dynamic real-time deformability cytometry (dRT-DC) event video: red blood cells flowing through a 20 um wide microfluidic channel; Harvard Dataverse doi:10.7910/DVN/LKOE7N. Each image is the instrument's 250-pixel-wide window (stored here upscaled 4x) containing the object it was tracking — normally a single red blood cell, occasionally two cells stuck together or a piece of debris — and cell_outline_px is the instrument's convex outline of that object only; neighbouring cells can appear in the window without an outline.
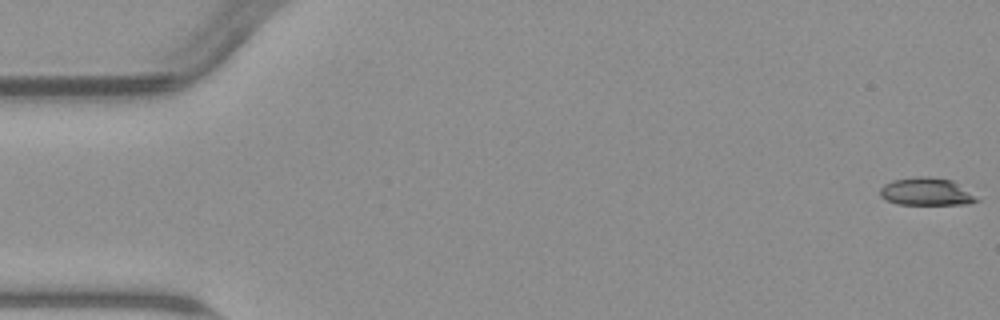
{"species": "common noctule bat (a hibernating species)", "species_latin": "Nyctalus noctula", "temperature_condition": "warm", "stored_images_in_passage": 7, "camera_frame_rate_fps": 3000, "um_per_image_px": 0.085, "animal": {"sex": "male", "body_mass_g": 23.1, "forearm_length_mm": 52.7}, "frame": {"image": 1, "passage_image": 1, "time_ms": 0.0, "image_size_px": [1000, 320], "cell_outline_px": [[980, 200], [968, 204], [896, 204], [884, 200], [880, 196], [880, 188], [884, 184], [892, 180], [916, 176], [928, 176], [952, 180]], "centroid_in_image_um": [78.67, 16.29], "position_along_channel_um": 6.3, "area_um2": 15.55}}
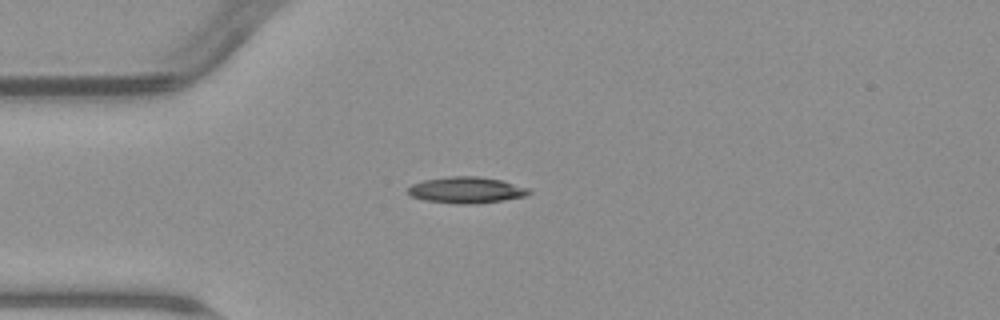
{"frame": {"image": 2, "passage_image": 5, "time_ms": 4.667, "image_size_px": [1000, 320], "cell_outline_px": [[532, 192], [524, 196], [504, 200], [476, 204], [456, 204], [424, 200], [412, 196], [408, 192], [408, 188], [412, 184], [424, 180], [448, 176], [476, 176], [500, 180], [528, 188]], "centroid_in_image_um": [39.62, 16.16], "position_along_channel_um": 45.4, "area_um2": 18.44}}
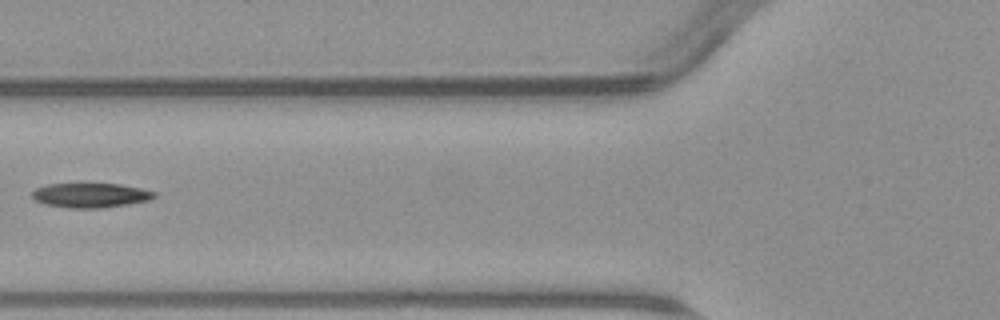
{"frame": {"image": 3, "passage_image": 7, "time_ms": 7.0, "image_size_px": [1000, 320], "cell_outline_px": [[156, 196], [148, 200], [128, 204], [100, 208], [68, 208], [44, 204], [36, 200], [32, 196], [32, 192], [36, 188], [48, 184], [120, 184], [140, 188], [156, 192]], "centroid_in_image_um": [7.69, 16.6], "position_along_channel_um": 118.1, "area_um2": 17.34}}